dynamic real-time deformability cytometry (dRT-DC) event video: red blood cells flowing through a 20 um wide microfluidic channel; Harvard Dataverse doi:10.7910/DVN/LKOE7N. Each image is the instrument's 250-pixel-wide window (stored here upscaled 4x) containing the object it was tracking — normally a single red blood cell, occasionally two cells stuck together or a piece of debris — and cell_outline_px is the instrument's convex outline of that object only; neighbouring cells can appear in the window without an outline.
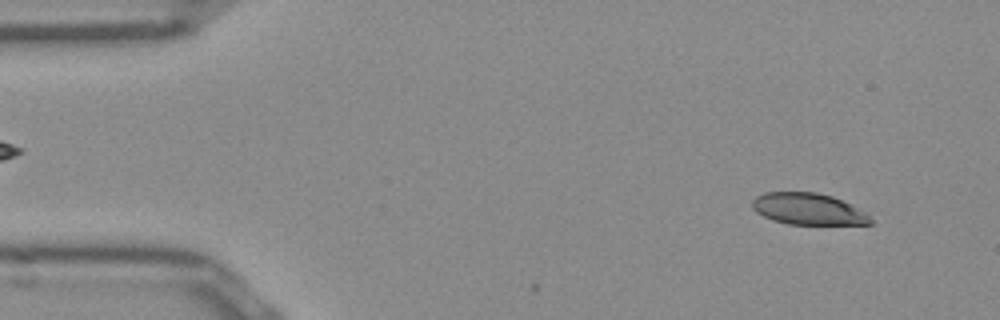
{"species": "Egyptian fruit bat (a non-hibernating species)", "species_latin": "Rousettus aegyptiacus", "temperature_condition": "room temperature", "stored_images_in_passage": 7, "camera_frame_rate_fps": 3000, "um_per_image_px": 0.085, "frame": {"image": 1, "passage_image": 4, "time_ms": 1.0, "image_size_px": [1000, 320], "cell_outline_px": [[872, 224], [788, 224], [772, 220], [756, 212], [752, 208], [752, 200], [756, 196], [764, 192], [816, 192], [832, 196], [864, 212], [872, 220]], "centroid_in_image_um": [68.63, 17.76], "position_along_channel_um": 16.4, "area_um2": 21.5}}